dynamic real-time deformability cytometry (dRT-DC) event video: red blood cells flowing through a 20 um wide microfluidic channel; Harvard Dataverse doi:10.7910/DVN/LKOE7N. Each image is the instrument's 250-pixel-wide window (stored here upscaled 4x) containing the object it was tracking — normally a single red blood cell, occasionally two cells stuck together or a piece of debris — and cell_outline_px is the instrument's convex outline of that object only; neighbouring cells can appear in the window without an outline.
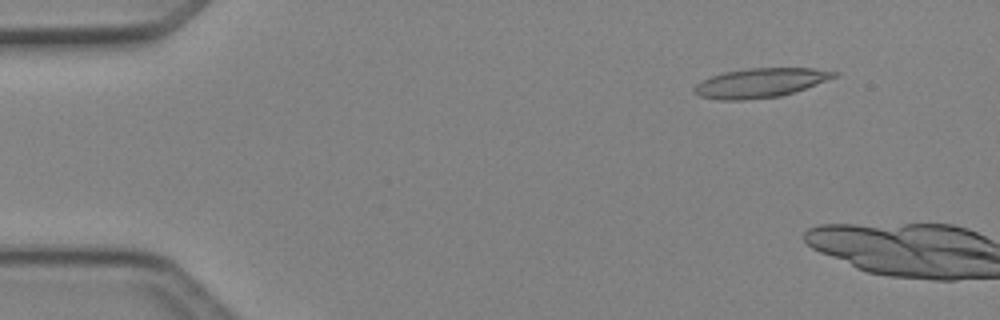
{"species": "Egyptian fruit bat (a non-hibernating species)", "species_latin": "Rousettus aegyptiacus", "temperature_condition": "cold", "stored_images_in_passage": 3, "camera_frame_rate_fps": 3000, "um_per_image_px": 0.085, "animal": {"sex": "female"}, "frame": {"image": 1, "passage_image": 1, "time_ms": 0.0, "image_size_px": [1000, 320], "cell_outline_px": [[840, 72], [836, 76], [816, 84], [780, 96], [744, 100], [716, 100], [700, 96], [692, 92], [692, 88], [696, 84], [712, 76], [724, 72], [748, 68], [812, 68]], "centroid_in_image_um": [64.58, 7.04], "position_along_channel_um": 20.4, "area_um2": 23.7}}